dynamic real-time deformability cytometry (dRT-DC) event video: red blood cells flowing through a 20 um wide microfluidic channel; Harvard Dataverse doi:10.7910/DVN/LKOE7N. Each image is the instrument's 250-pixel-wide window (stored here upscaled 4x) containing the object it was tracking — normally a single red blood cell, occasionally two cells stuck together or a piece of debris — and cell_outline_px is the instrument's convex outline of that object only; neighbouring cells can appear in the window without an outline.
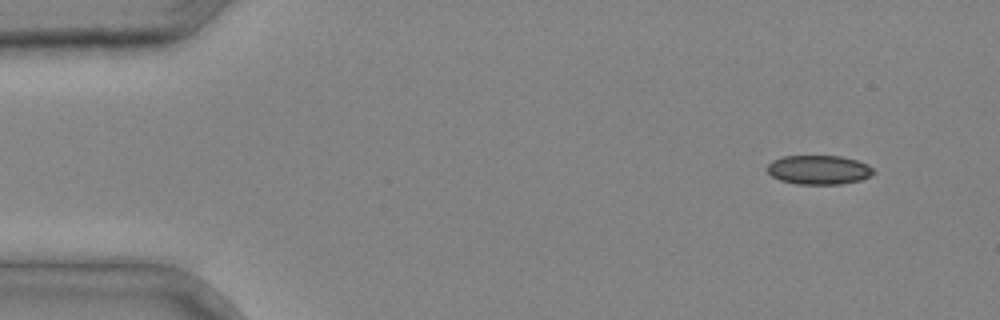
{"species": "common noctule bat (a hibernating species)", "species_latin": "Nyctalus noctula", "temperature_condition": "cold", "stored_images_in_passage": 3, "camera_frame_rate_fps": 3000, "um_per_image_px": 0.085, "animal": {"sex": "male", "body_mass_g": 20.4}, "frame": {"image": 1, "passage_image": 1, "time_ms": 0.0, "image_size_px": [1000, 320], "cell_outline_px": [[876, 172], [860, 180], [840, 184], [796, 184], [780, 180], [772, 176], [764, 168], [772, 160], [784, 156], [840, 156], [856, 160], [868, 164]], "centroid_in_image_um": [69.56, 14.43], "position_along_channel_um": 15.4, "area_um2": 18.09}}
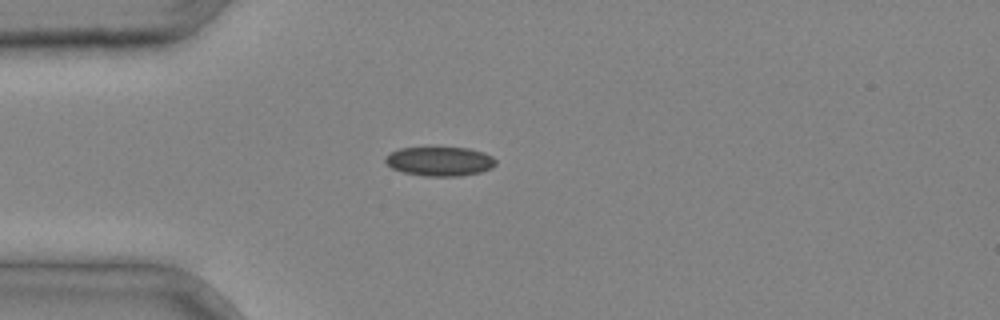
{"frame": {"image": 2, "passage_image": 3, "time_ms": 0.667, "image_size_px": [1000, 320], "cell_outline_px": [[496, 164], [492, 168], [480, 172], [460, 176], [424, 176], [404, 172], [392, 168], [384, 160], [392, 152], [400, 148], [468, 148], [484, 152], [492, 156], [496, 160]], "centroid_in_image_um": [37.43, 13.72], "position_along_channel_um": 47.6, "area_um2": 18.61}}